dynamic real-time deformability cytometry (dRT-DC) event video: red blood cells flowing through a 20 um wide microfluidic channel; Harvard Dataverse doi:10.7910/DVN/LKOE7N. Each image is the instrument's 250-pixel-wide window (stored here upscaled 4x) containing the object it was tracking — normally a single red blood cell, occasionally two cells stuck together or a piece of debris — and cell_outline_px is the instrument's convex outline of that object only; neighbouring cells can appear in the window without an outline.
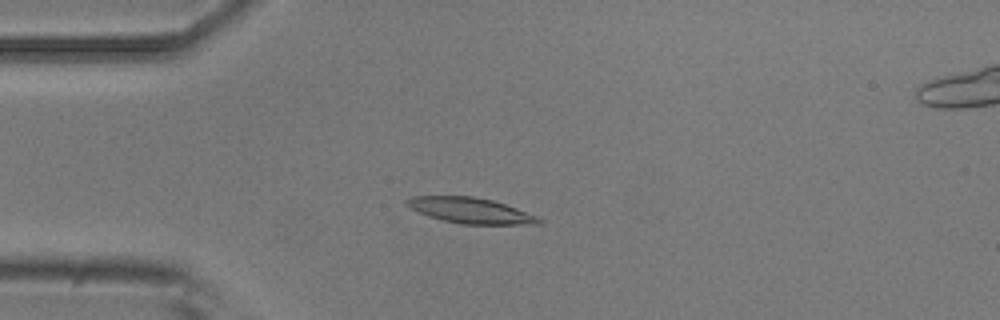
{"species": "common noctule bat (a hibernating species)", "species_latin": "Nyctalus noctula", "temperature_condition": "room temperature", "stored_images_in_passage": 6, "camera_frame_rate_fps": 3000, "um_per_image_px": 0.085, "animal": {"sex": "male", "body_mass_g": 20.5, "forearm_length_mm": 52.5}, "frame": {"image": 1, "passage_image": 3, "time_ms": 0.667, "image_size_px": [1000, 320], "cell_outline_px": [[544, 220], [540, 224], [460, 224], [428, 216], [404, 204], [404, 200], [412, 196], [472, 196], [492, 200], [516, 208], [536, 216]], "centroid_in_image_um": [39.97, 17.89], "position_along_channel_um": 45.0, "area_um2": 19.54}}
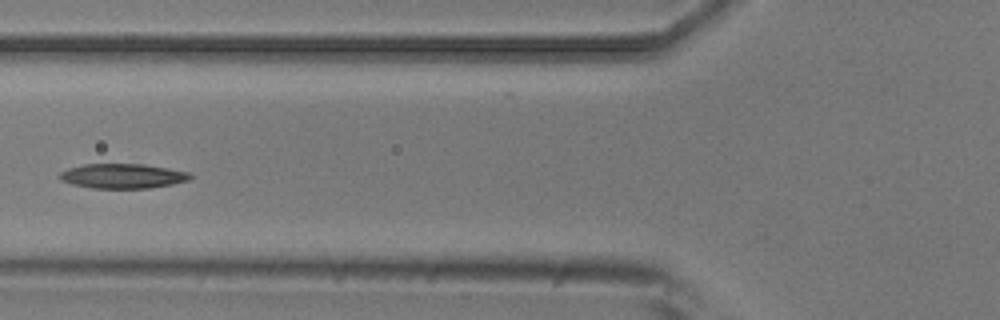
{"frame": {"image": 2, "passage_image": 5, "time_ms": 1.333, "image_size_px": [1000, 320], "cell_outline_px": [[192, 176], [188, 180], [172, 184], [148, 188], [92, 188], [72, 184], [60, 180], [56, 176], [60, 172], [68, 168], [84, 164], [144, 164], [192, 172]], "centroid_in_image_um": [10.4, 14.96], "position_along_channel_um": 115.4, "area_um2": 18.9}}
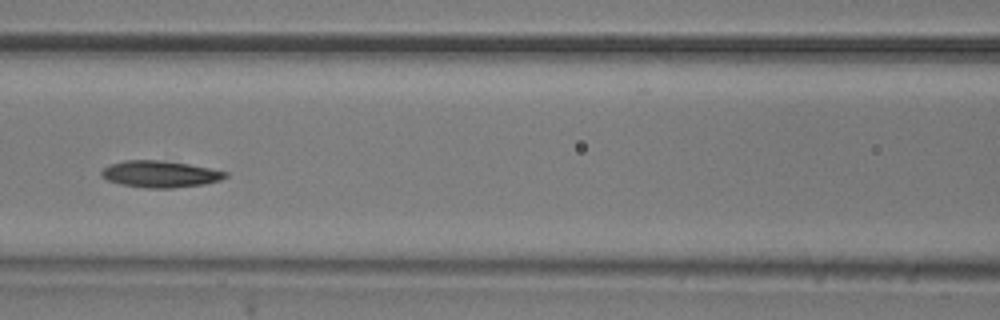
{"frame": {"image": 3, "passage_image": 6, "time_ms": 1.667, "image_size_px": [1000, 320], "cell_outline_px": [[228, 176], [220, 180], [204, 184], [172, 188], [144, 188], [120, 184], [108, 180], [100, 176], [100, 172], [104, 168], [112, 164], [124, 160], [156, 160], [188, 164], [228, 172]], "centroid_in_image_um": [13.59, 14.8], "position_along_channel_um": 153.0, "area_um2": 19.13}}